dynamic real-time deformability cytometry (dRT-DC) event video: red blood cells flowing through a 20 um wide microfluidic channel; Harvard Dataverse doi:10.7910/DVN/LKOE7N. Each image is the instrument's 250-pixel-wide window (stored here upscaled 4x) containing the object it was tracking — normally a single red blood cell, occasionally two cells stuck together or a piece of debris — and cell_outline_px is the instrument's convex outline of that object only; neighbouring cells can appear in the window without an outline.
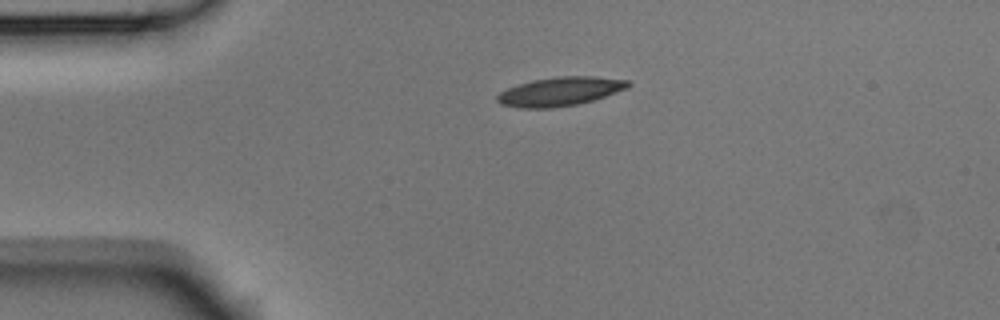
{"species": "Egyptian fruit bat (a non-hibernating species)", "species_latin": "Rousettus aegyptiacus", "temperature_condition": "room temperature", "stored_images_in_passage": 2, "camera_frame_rate_fps": 3000, "um_per_image_px": 0.085, "animal": {"sex": "male"}, "frame": {"image": 1, "passage_image": 1, "time_ms": 0.0, "image_size_px": [1000, 320], "cell_outline_px": [[632, 84], [628, 88], [592, 100], [576, 104], [552, 108], [520, 108], [500, 104], [496, 100], [496, 96], [500, 92], [508, 88], [532, 80], [560, 76], [596, 76], [628, 80]], "centroid_in_image_um": [47.6, 7.77], "position_along_channel_um": 37.4, "area_um2": 21.91}}